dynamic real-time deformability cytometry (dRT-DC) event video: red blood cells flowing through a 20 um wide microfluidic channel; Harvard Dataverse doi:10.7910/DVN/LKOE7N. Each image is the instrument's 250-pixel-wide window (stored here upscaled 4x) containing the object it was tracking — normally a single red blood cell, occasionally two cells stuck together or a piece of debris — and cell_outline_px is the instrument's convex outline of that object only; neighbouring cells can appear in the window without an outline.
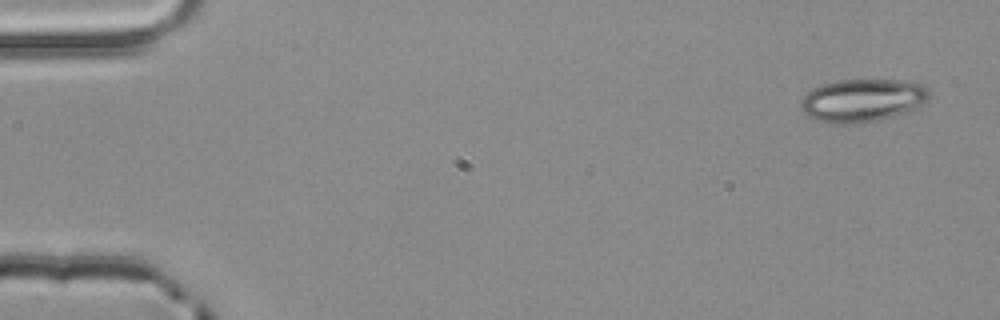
{"species": "common noctule bat (a hibernating species)", "species_latin": "Nyctalus noctula", "temperature_condition": "room temperature", "stored_images_in_passage": 3, "camera_frame_rate_fps": 3000, "um_per_image_px": 0.085, "animal": {"sex": "male", "body_mass_g": 20.4}, "frame": {"image": 1, "passage_image": 1, "time_ms": 0.0, "image_size_px": [1000, 320], "cell_outline_px": [[928, 96], [924, 104], [908, 112], [860, 124], [840, 124], [816, 120], [808, 116], [804, 112], [800, 100], [808, 92], [824, 84], [836, 80], [896, 80], [920, 84], [928, 88]], "centroid_in_image_um": [73.31, 8.54], "position_along_channel_um": 11.7, "area_um2": 31.85}}